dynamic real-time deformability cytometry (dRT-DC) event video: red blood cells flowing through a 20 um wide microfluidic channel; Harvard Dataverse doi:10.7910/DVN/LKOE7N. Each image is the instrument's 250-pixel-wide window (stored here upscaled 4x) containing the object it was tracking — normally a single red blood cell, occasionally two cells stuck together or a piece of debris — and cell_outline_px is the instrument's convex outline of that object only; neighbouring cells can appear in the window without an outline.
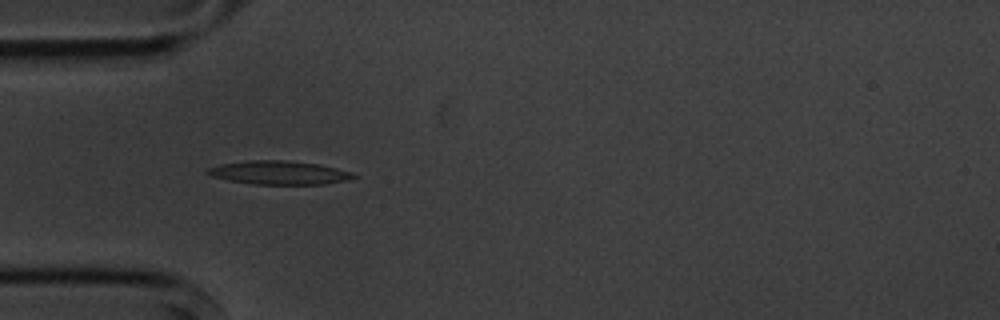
{"species": "common noctule bat (a hibernating species)", "species_latin": "Nyctalus noctula", "temperature_condition": "cold", "stored_images_in_passage": 5, "camera_frame_rate_fps": 3000, "um_per_image_px": 0.085, "animal": {"sex": "male", "body_mass_g": 20.1, "forearm_length_mm": 53.5}, "frame": {"image": 1, "passage_image": 4, "time_ms": 4.333, "image_size_px": [1000, 320], "cell_outline_px": [[360, 176], [348, 180], [324, 184], [252, 184], [228, 180], [212, 176], [204, 172], [208, 168], [220, 164], [244, 160], [284, 160], [320, 164], [352, 172]], "centroid_in_image_um": [23.73, 14.67], "position_along_channel_um": 61.3, "area_um2": 20.23}}
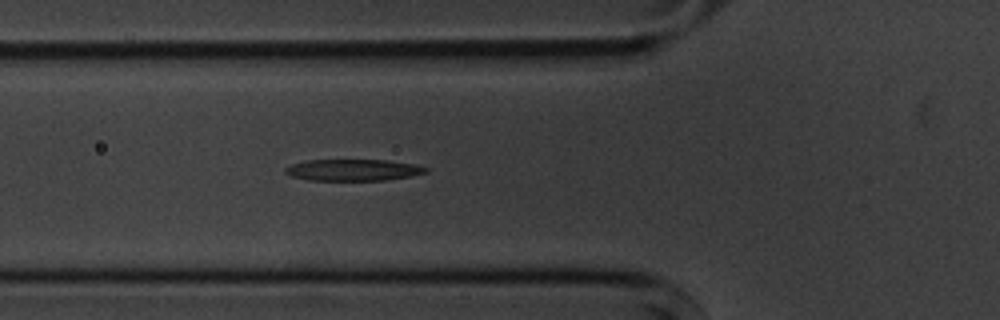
{"frame": {"image": 2, "passage_image": 5, "time_ms": 5.333, "image_size_px": [1000, 320], "cell_outline_px": [[428, 172], [412, 176], [384, 180], [308, 180], [292, 176], [284, 172], [284, 168], [292, 164], [304, 160], [388, 160], [412, 164], [428, 168]], "centroid_in_image_um": [30.0, 14.45], "position_along_channel_um": 95.8, "area_um2": 17.57}}